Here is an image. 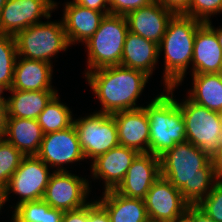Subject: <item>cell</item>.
<instances>
[{"mask_svg":"<svg viewBox=\"0 0 222 222\" xmlns=\"http://www.w3.org/2000/svg\"><path fill=\"white\" fill-rule=\"evenodd\" d=\"M158 59L159 49L157 43L130 31L127 32L123 46L121 66L140 70L151 77Z\"/></svg>","mask_w":222,"mask_h":222,"instance_id":"44dd1931","label":"cell"},{"mask_svg":"<svg viewBox=\"0 0 222 222\" xmlns=\"http://www.w3.org/2000/svg\"><path fill=\"white\" fill-rule=\"evenodd\" d=\"M204 22L184 14H174L158 44L159 56L164 51L163 80L165 89L179 86L192 64L194 38Z\"/></svg>","mask_w":222,"mask_h":222,"instance_id":"3957f363","label":"cell"},{"mask_svg":"<svg viewBox=\"0 0 222 222\" xmlns=\"http://www.w3.org/2000/svg\"><path fill=\"white\" fill-rule=\"evenodd\" d=\"M178 105L186 127V141L199 147L211 159L222 150V113L200 106L188 97Z\"/></svg>","mask_w":222,"mask_h":222,"instance_id":"8992f818","label":"cell"},{"mask_svg":"<svg viewBox=\"0 0 222 222\" xmlns=\"http://www.w3.org/2000/svg\"><path fill=\"white\" fill-rule=\"evenodd\" d=\"M171 222H195V205H189L181 215Z\"/></svg>","mask_w":222,"mask_h":222,"instance_id":"8d00e7d4","label":"cell"},{"mask_svg":"<svg viewBox=\"0 0 222 222\" xmlns=\"http://www.w3.org/2000/svg\"><path fill=\"white\" fill-rule=\"evenodd\" d=\"M25 156L5 139L0 142V188L5 191L10 177Z\"/></svg>","mask_w":222,"mask_h":222,"instance_id":"f1b7e54d","label":"cell"},{"mask_svg":"<svg viewBox=\"0 0 222 222\" xmlns=\"http://www.w3.org/2000/svg\"><path fill=\"white\" fill-rule=\"evenodd\" d=\"M57 6L54 0H7L0 15V34L15 36L39 24L42 17L50 19Z\"/></svg>","mask_w":222,"mask_h":222,"instance_id":"8fae6325","label":"cell"},{"mask_svg":"<svg viewBox=\"0 0 222 222\" xmlns=\"http://www.w3.org/2000/svg\"><path fill=\"white\" fill-rule=\"evenodd\" d=\"M73 2L89 9L110 14L108 0H73Z\"/></svg>","mask_w":222,"mask_h":222,"instance_id":"d590c367","label":"cell"},{"mask_svg":"<svg viewBox=\"0 0 222 222\" xmlns=\"http://www.w3.org/2000/svg\"><path fill=\"white\" fill-rule=\"evenodd\" d=\"M217 74L219 75V77H220V79H221V81H222V66H221V68L219 69V71H218Z\"/></svg>","mask_w":222,"mask_h":222,"instance_id":"f6af8a7d","label":"cell"},{"mask_svg":"<svg viewBox=\"0 0 222 222\" xmlns=\"http://www.w3.org/2000/svg\"><path fill=\"white\" fill-rule=\"evenodd\" d=\"M6 1L7 0H0V15H1V11H2L4 5L6 4Z\"/></svg>","mask_w":222,"mask_h":222,"instance_id":"7bdbcfd3","label":"cell"},{"mask_svg":"<svg viewBox=\"0 0 222 222\" xmlns=\"http://www.w3.org/2000/svg\"><path fill=\"white\" fill-rule=\"evenodd\" d=\"M218 13H222V0H191L184 15L208 22L212 15Z\"/></svg>","mask_w":222,"mask_h":222,"instance_id":"4dcf8cb0","label":"cell"},{"mask_svg":"<svg viewBox=\"0 0 222 222\" xmlns=\"http://www.w3.org/2000/svg\"><path fill=\"white\" fill-rule=\"evenodd\" d=\"M59 99L57 93L37 118L43 134L61 131L73 125L74 119L70 108Z\"/></svg>","mask_w":222,"mask_h":222,"instance_id":"484cf974","label":"cell"},{"mask_svg":"<svg viewBox=\"0 0 222 222\" xmlns=\"http://www.w3.org/2000/svg\"><path fill=\"white\" fill-rule=\"evenodd\" d=\"M154 0H108L110 14L126 16L131 11L150 5Z\"/></svg>","mask_w":222,"mask_h":222,"instance_id":"1f68e13d","label":"cell"},{"mask_svg":"<svg viewBox=\"0 0 222 222\" xmlns=\"http://www.w3.org/2000/svg\"><path fill=\"white\" fill-rule=\"evenodd\" d=\"M205 23L216 33L219 45L222 49V27H220L219 29L218 28L215 29V27L212 26L211 20Z\"/></svg>","mask_w":222,"mask_h":222,"instance_id":"60d3db41","label":"cell"},{"mask_svg":"<svg viewBox=\"0 0 222 222\" xmlns=\"http://www.w3.org/2000/svg\"><path fill=\"white\" fill-rule=\"evenodd\" d=\"M150 222H171L189 206L179 189L160 176L143 199Z\"/></svg>","mask_w":222,"mask_h":222,"instance_id":"4fadbf2b","label":"cell"},{"mask_svg":"<svg viewBox=\"0 0 222 222\" xmlns=\"http://www.w3.org/2000/svg\"><path fill=\"white\" fill-rule=\"evenodd\" d=\"M0 92V129H5L7 119V99Z\"/></svg>","mask_w":222,"mask_h":222,"instance_id":"74e56055","label":"cell"},{"mask_svg":"<svg viewBox=\"0 0 222 222\" xmlns=\"http://www.w3.org/2000/svg\"><path fill=\"white\" fill-rule=\"evenodd\" d=\"M160 158V176L180 190L189 205H197L218 182L215 162L190 142L178 143Z\"/></svg>","mask_w":222,"mask_h":222,"instance_id":"6da1fadb","label":"cell"},{"mask_svg":"<svg viewBox=\"0 0 222 222\" xmlns=\"http://www.w3.org/2000/svg\"><path fill=\"white\" fill-rule=\"evenodd\" d=\"M90 188L87 179L70 171H52L43 200L63 212L79 209L89 203L86 198Z\"/></svg>","mask_w":222,"mask_h":222,"instance_id":"30bf717a","label":"cell"},{"mask_svg":"<svg viewBox=\"0 0 222 222\" xmlns=\"http://www.w3.org/2000/svg\"><path fill=\"white\" fill-rule=\"evenodd\" d=\"M36 156L47 166L56 167V172L68 171L63 165L84 160L75 126L44 134Z\"/></svg>","mask_w":222,"mask_h":222,"instance_id":"7c38bea8","label":"cell"},{"mask_svg":"<svg viewBox=\"0 0 222 222\" xmlns=\"http://www.w3.org/2000/svg\"><path fill=\"white\" fill-rule=\"evenodd\" d=\"M195 222H215L195 205Z\"/></svg>","mask_w":222,"mask_h":222,"instance_id":"ab89813d","label":"cell"},{"mask_svg":"<svg viewBox=\"0 0 222 222\" xmlns=\"http://www.w3.org/2000/svg\"><path fill=\"white\" fill-rule=\"evenodd\" d=\"M196 206L215 222H222V181H218Z\"/></svg>","mask_w":222,"mask_h":222,"instance_id":"f546056e","label":"cell"},{"mask_svg":"<svg viewBox=\"0 0 222 222\" xmlns=\"http://www.w3.org/2000/svg\"><path fill=\"white\" fill-rule=\"evenodd\" d=\"M193 86L187 96L194 103L222 113V81L217 73L192 74Z\"/></svg>","mask_w":222,"mask_h":222,"instance_id":"d4e9b609","label":"cell"},{"mask_svg":"<svg viewBox=\"0 0 222 222\" xmlns=\"http://www.w3.org/2000/svg\"><path fill=\"white\" fill-rule=\"evenodd\" d=\"M128 31L125 16L106 14L97 31L85 43L88 53L87 72L120 65Z\"/></svg>","mask_w":222,"mask_h":222,"instance_id":"5b68a950","label":"cell"},{"mask_svg":"<svg viewBox=\"0 0 222 222\" xmlns=\"http://www.w3.org/2000/svg\"><path fill=\"white\" fill-rule=\"evenodd\" d=\"M53 65L17 55L11 89L20 91L56 90L52 84Z\"/></svg>","mask_w":222,"mask_h":222,"instance_id":"ffe728a7","label":"cell"},{"mask_svg":"<svg viewBox=\"0 0 222 222\" xmlns=\"http://www.w3.org/2000/svg\"><path fill=\"white\" fill-rule=\"evenodd\" d=\"M85 77L101 103L97 112L112 115L143 107L136 102L150 79L144 72L116 65L85 72Z\"/></svg>","mask_w":222,"mask_h":222,"instance_id":"7a4b0ae2","label":"cell"},{"mask_svg":"<svg viewBox=\"0 0 222 222\" xmlns=\"http://www.w3.org/2000/svg\"><path fill=\"white\" fill-rule=\"evenodd\" d=\"M12 222H62L64 212L51 207L43 199L24 202L14 207Z\"/></svg>","mask_w":222,"mask_h":222,"instance_id":"4316f807","label":"cell"},{"mask_svg":"<svg viewBox=\"0 0 222 222\" xmlns=\"http://www.w3.org/2000/svg\"><path fill=\"white\" fill-rule=\"evenodd\" d=\"M4 131L5 129H0V142L4 140Z\"/></svg>","mask_w":222,"mask_h":222,"instance_id":"ee69618b","label":"cell"},{"mask_svg":"<svg viewBox=\"0 0 222 222\" xmlns=\"http://www.w3.org/2000/svg\"><path fill=\"white\" fill-rule=\"evenodd\" d=\"M14 37L18 56L50 64L52 57L70 46L62 20L41 21L18 32Z\"/></svg>","mask_w":222,"mask_h":222,"instance_id":"52a82bcc","label":"cell"},{"mask_svg":"<svg viewBox=\"0 0 222 222\" xmlns=\"http://www.w3.org/2000/svg\"><path fill=\"white\" fill-rule=\"evenodd\" d=\"M43 132L35 119L7 118L4 139L24 156H36L43 140Z\"/></svg>","mask_w":222,"mask_h":222,"instance_id":"7402d4cb","label":"cell"},{"mask_svg":"<svg viewBox=\"0 0 222 222\" xmlns=\"http://www.w3.org/2000/svg\"><path fill=\"white\" fill-rule=\"evenodd\" d=\"M48 167L37 156H25L18 169L10 177L4 191V202L9 200V194L12 192L20 198L16 206L24 202L43 199L52 174Z\"/></svg>","mask_w":222,"mask_h":222,"instance_id":"9c48e42d","label":"cell"},{"mask_svg":"<svg viewBox=\"0 0 222 222\" xmlns=\"http://www.w3.org/2000/svg\"><path fill=\"white\" fill-rule=\"evenodd\" d=\"M173 15L172 11L153 1L150 5L131 11L125 17L130 32L159 44Z\"/></svg>","mask_w":222,"mask_h":222,"instance_id":"2e32d148","label":"cell"},{"mask_svg":"<svg viewBox=\"0 0 222 222\" xmlns=\"http://www.w3.org/2000/svg\"><path fill=\"white\" fill-rule=\"evenodd\" d=\"M4 203V191L0 188V210L2 209Z\"/></svg>","mask_w":222,"mask_h":222,"instance_id":"b9f144b4","label":"cell"},{"mask_svg":"<svg viewBox=\"0 0 222 222\" xmlns=\"http://www.w3.org/2000/svg\"><path fill=\"white\" fill-rule=\"evenodd\" d=\"M63 26L70 45L86 43L97 31L106 13L66 2L63 11Z\"/></svg>","mask_w":222,"mask_h":222,"instance_id":"ac0fdd59","label":"cell"},{"mask_svg":"<svg viewBox=\"0 0 222 222\" xmlns=\"http://www.w3.org/2000/svg\"><path fill=\"white\" fill-rule=\"evenodd\" d=\"M7 118L35 119L45 109V106L57 94V90L20 91L8 90Z\"/></svg>","mask_w":222,"mask_h":222,"instance_id":"603a6c76","label":"cell"},{"mask_svg":"<svg viewBox=\"0 0 222 222\" xmlns=\"http://www.w3.org/2000/svg\"><path fill=\"white\" fill-rule=\"evenodd\" d=\"M62 222H88V204L82 208L64 212Z\"/></svg>","mask_w":222,"mask_h":222,"instance_id":"e575fe53","label":"cell"},{"mask_svg":"<svg viewBox=\"0 0 222 222\" xmlns=\"http://www.w3.org/2000/svg\"><path fill=\"white\" fill-rule=\"evenodd\" d=\"M107 211L111 222H150L143 199L125 197L115 190L103 192L97 200Z\"/></svg>","mask_w":222,"mask_h":222,"instance_id":"cb8c5ba5","label":"cell"},{"mask_svg":"<svg viewBox=\"0 0 222 222\" xmlns=\"http://www.w3.org/2000/svg\"><path fill=\"white\" fill-rule=\"evenodd\" d=\"M118 131L121 146L149 153L150 126L145 109L120 111L112 114Z\"/></svg>","mask_w":222,"mask_h":222,"instance_id":"e0dca14e","label":"cell"},{"mask_svg":"<svg viewBox=\"0 0 222 222\" xmlns=\"http://www.w3.org/2000/svg\"><path fill=\"white\" fill-rule=\"evenodd\" d=\"M215 169L218 181H222V150L220 153L214 158Z\"/></svg>","mask_w":222,"mask_h":222,"instance_id":"f35d334b","label":"cell"},{"mask_svg":"<svg viewBox=\"0 0 222 222\" xmlns=\"http://www.w3.org/2000/svg\"><path fill=\"white\" fill-rule=\"evenodd\" d=\"M88 222H111L106 209L97 200L88 203Z\"/></svg>","mask_w":222,"mask_h":222,"instance_id":"d6a6232c","label":"cell"},{"mask_svg":"<svg viewBox=\"0 0 222 222\" xmlns=\"http://www.w3.org/2000/svg\"><path fill=\"white\" fill-rule=\"evenodd\" d=\"M79 143L85 159L94 160L119 144L117 125L111 114L94 112L74 119Z\"/></svg>","mask_w":222,"mask_h":222,"instance_id":"ba28073f","label":"cell"},{"mask_svg":"<svg viewBox=\"0 0 222 222\" xmlns=\"http://www.w3.org/2000/svg\"><path fill=\"white\" fill-rule=\"evenodd\" d=\"M159 177V156L151 153H139L115 191L125 197L144 199Z\"/></svg>","mask_w":222,"mask_h":222,"instance_id":"5bb4252c","label":"cell"},{"mask_svg":"<svg viewBox=\"0 0 222 222\" xmlns=\"http://www.w3.org/2000/svg\"><path fill=\"white\" fill-rule=\"evenodd\" d=\"M16 58L15 37L0 34V90L2 92L11 89Z\"/></svg>","mask_w":222,"mask_h":222,"instance_id":"83f0119b","label":"cell"},{"mask_svg":"<svg viewBox=\"0 0 222 222\" xmlns=\"http://www.w3.org/2000/svg\"><path fill=\"white\" fill-rule=\"evenodd\" d=\"M159 2L174 14H184L189 7L191 0H154Z\"/></svg>","mask_w":222,"mask_h":222,"instance_id":"836d02e7","label":"cell"},{"mask_svg":"<svg viewBox=\"0 0 222 222\" xmlns=\"http://www.w3.org/2000/svg\"><path fill=\"white\" fill-rule=\"evenodd\" d=\"M177 86H171L145 107L150 126L149 153L161 156L178 143L186 142V127L178 101L173 97Z\"/></svg>","mask_w":222,"mask_h":222,"instance_id":"277c9868","label":"cell"},{"mask_svg":"<svg viewBox=\"0 0 222 222\" xmlns=\"http://www.w3.org/2000/svg\"><path fill=\"white\" fill-rule=\"evenodd\" d=\"M138 154L134 149L118 145L93 160L92 177L104 181V192L115 190Z\"/></svg>","mask_w":222,"mask_h":222,"instance_id":"9a60e30c","label":"cell"},{"mask_svg":"<svg viewBox=\"0 0 222 222\" xmlns=\"http://www.w3.org/2000/svg\"><path fill=\"white\" fill-rule=\"evenodd\" d=\"M222 66V49L216 33L204 22L194 38L192 74L218 73Z\"/></svg>","mask_w":222,"mask_h":222,"instance_id":"d6986e66","label":"cell"}]
</instances>
